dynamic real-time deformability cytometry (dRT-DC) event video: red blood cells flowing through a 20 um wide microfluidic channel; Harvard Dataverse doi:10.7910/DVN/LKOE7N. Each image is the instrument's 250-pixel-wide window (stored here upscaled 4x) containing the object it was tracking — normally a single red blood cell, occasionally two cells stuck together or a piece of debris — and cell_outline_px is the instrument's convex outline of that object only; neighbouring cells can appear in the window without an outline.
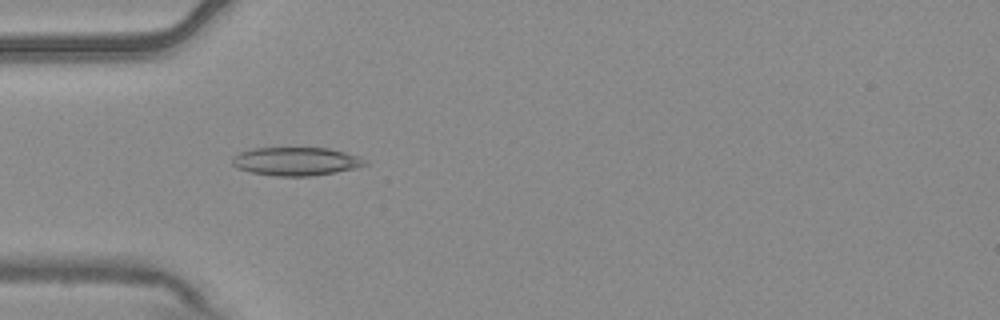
{"species": "common noctule bat (a hibernating species)", "species_latin": "Nyctalus noctula", "temperature_condition": "warm", "stored_images_in_passage": 2, "camera_frame_rate_fps": 3000, "um_per_image_px": 0.085, "animal": {"sex": "male", "body_mass_g": 20.4}, "frame": {"image": 1, "passage_image": 1, "time_ms": 0.0, "image_size_px": [1000, 320], "cell_outline_px": [[368, 164], [336, 172], [312, 176], [276, 176], [252, 172], [236, 168], [232, 164], [232, 156], [240, 152], [256, 148], [328, 148], [344, 152], [356, 156]], "centroid_in_image_um": [25.09, 13.72], "position_along_channel_um": 59.9, "area_um2": 21.62}}
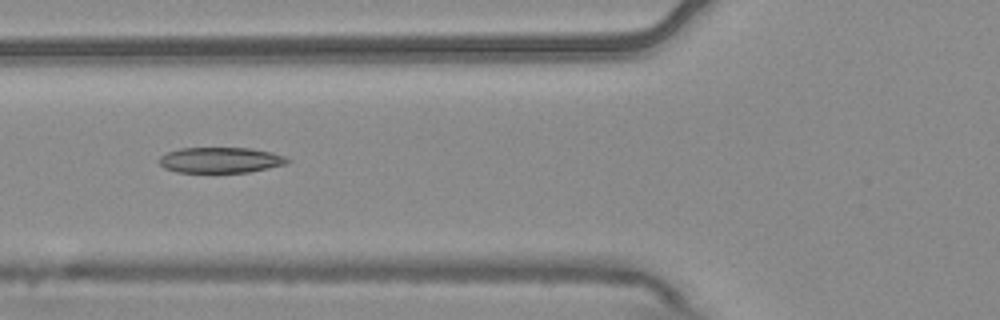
{"frame": {"image": 2, "passage_image": 2, "time_ms": 0.333, "image_size_px": [1000, 320], "cell_outline_px": [[292, 160], [288, 164], [248, 172], [176, 172], [164, 168], [160, 164], [160, 156], [168, 152], [180, 148], [252, 148], [272, 152], [284, 156]], "centroid_in_image_um": [18.78, 13.6], "position_along_channel_um": 107.0, "area_um2": 19.19}}